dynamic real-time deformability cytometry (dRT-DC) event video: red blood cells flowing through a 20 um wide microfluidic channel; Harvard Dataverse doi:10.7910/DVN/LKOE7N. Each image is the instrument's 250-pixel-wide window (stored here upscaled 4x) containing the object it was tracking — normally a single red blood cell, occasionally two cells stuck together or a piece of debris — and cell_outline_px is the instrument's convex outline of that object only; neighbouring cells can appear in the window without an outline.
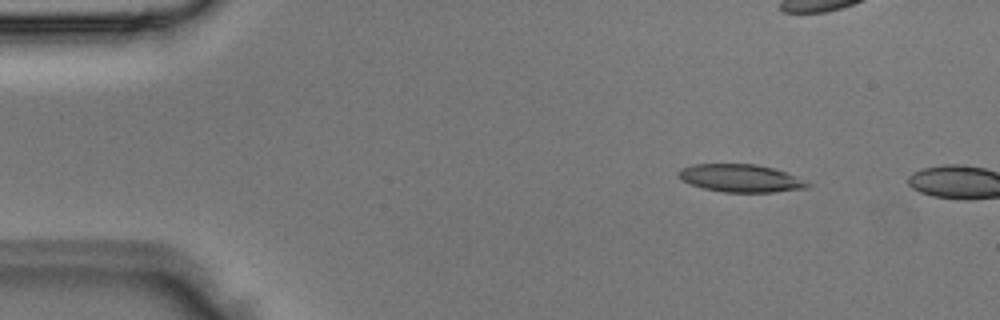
{"species": "Egyptian fruit bat (a non-hibernating species)", "species_latin": "Rousettus aegyptiacus", "temperature_condition": "room temperature", "stored_images_in_passage": 3, "camera_frame_rate_fps": 3000, "um_per_image_px": 0.085, "animal": {"sex": "male"}, "frame": {"image": 1, "passage_image": 2, "time_ms": 0.333, "image_size_px": [1000, 320], "cell_outline_px": [[812, 184], [808, 188], [772, 192], [724, 192], [704, 188], [688, 184], [680, 180], [676, 176], [676, 172], [680, 168], [692, 164], [756, 164], [772, 168], [784, 172]], "centroid_in_image_um": [62.86, 15.14], "position_along_channel_um": 22.1, "area_um2": 20.92}}